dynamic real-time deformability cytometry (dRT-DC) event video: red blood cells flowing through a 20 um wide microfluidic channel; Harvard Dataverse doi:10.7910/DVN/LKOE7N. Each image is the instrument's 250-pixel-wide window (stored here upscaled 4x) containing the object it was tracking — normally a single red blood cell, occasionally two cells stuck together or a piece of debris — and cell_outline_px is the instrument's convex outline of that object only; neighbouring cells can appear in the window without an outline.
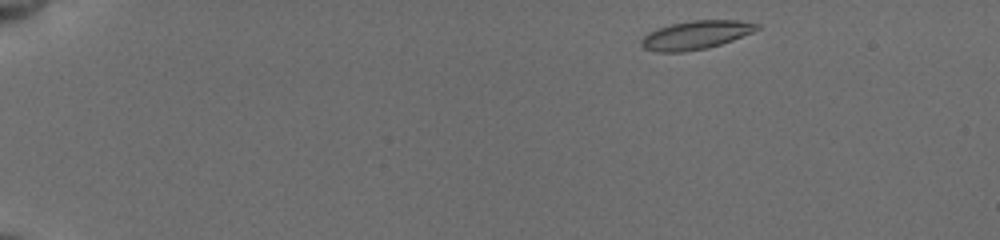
{"species": "common noctule bat (a hibernating species)", "species_latin": "Nyctalus noctula", "temperature_condition": "cold", "stored_images_in_passage": 66, "camera_frame_rate_fps": 3000, "um_per_image_px": 0.085, "animal": {"sex": "female", "body_mass_g": 19.5, "forearm_length_mm": 54.1}, "frame": {"image": 1, "passage_image": 1, "time_ms": 0.0, "image_size_px": [1000, 240], "cell_outline_px": [[760, 28], [752, 32], [732, 40], [708, 48], [684, 52], [656, 52], [644, 48], [640, 44], [640, 40], [648, 32], [656, 28], [672, 24], [692, 20], [736, 20], [760, 24]], "centroid_in_image_um": [59.11, 2.98], "position_along_channel_um": 25.9, "area_um2": 19.25}}
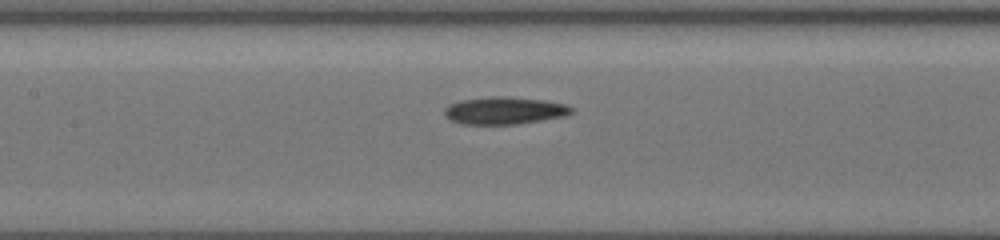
{"frame": {"image": 2, "passage_image": 26, "time_ms": 6.667, "image_size_px": [1000, 240], "cell_outline_px": [[572, 112], [564, 116], [516, 124], [460, 124], [444, 116], [444, 108], [448, 104], [460, 100], [488, 96], [508, 96], [544, 100], [568, 104], [572, 108]], "centroid_in_image_um": [42.83, 9.38], "position_along_channel_um": 164.6, "area_um2": 20.4}}
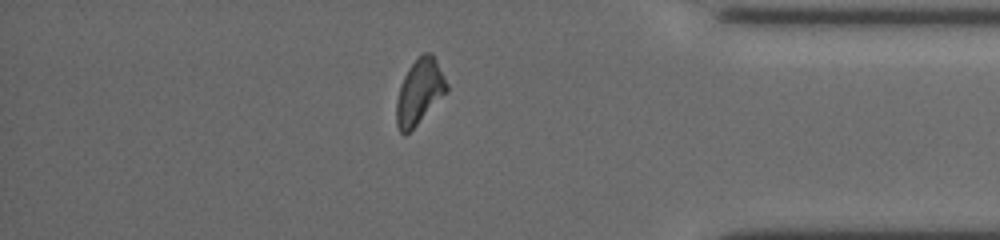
{"frame": {"image": 3, "passage_image": 54, "time_ms": 13.333, "image_size_px": [1000, 240], "cell_outline_px": [[448, 92], [404, 136], [400, 132], [396, 124], [396, 100], [400, 84], [408, 68], [424, 52], [432, 52], [448, 84]], "centroid_in_image_um": [35.65, 7.79], "position_along_channel_um": 399.6, "area_um2": 18.96}, "authors_computed_cell_mechanics": {"area_um2": 19.4208, "velocity_mm_per_s": 3.8138, "shape_relaxation_time_tau1_ms": 4.2223, "shape_relaxation_time_tau2_ms": 9.2107, "deformation_change_tau1": 0.1372, "deformation_change_tau2": 0.1723}}